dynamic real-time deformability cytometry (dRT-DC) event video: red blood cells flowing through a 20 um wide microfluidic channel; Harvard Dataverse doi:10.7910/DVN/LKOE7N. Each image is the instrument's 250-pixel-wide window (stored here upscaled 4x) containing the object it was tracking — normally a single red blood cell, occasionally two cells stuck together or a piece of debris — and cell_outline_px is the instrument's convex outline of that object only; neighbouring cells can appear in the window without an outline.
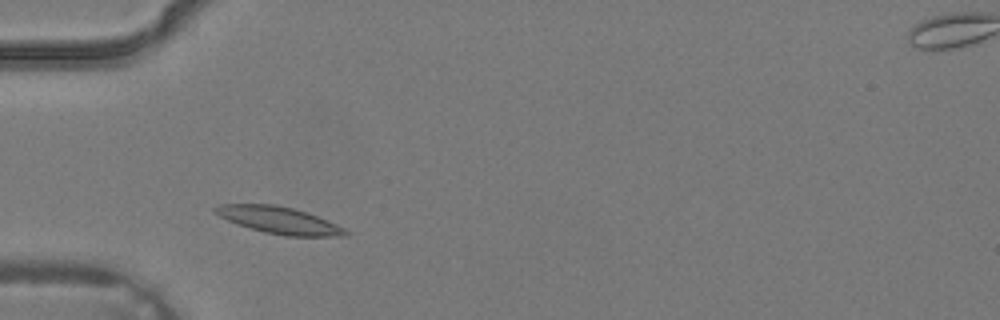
{"species": "common noctule bat (a hibernating species)", "species_latin": "Nyctalus noctula", "temperature_condition": "warm", "stored_images_in_passage": 2, "camera_frame_rate_fps": 3000, "um_per_image_px": 0.085, "animal": {"sex": "male", "body_mass_g": 19.2, "forearm_length_mm": 51.8}, "frame": {"image": 1, "passage_image": 1, "time_ms": 0.0, "image_size_px": [1000, 320], "cell_outline_px": [[352, 232], [348, 236], [288, 236], [264, 232], [228, 220], [212, 212], [212, 208], [220, 204], [276, 204], [308, 212], [328, 220]], "centroid_in_image_um": [23.77, 18.71], "position_along_channel_um": 61.2, "area_um2": 20.46}}
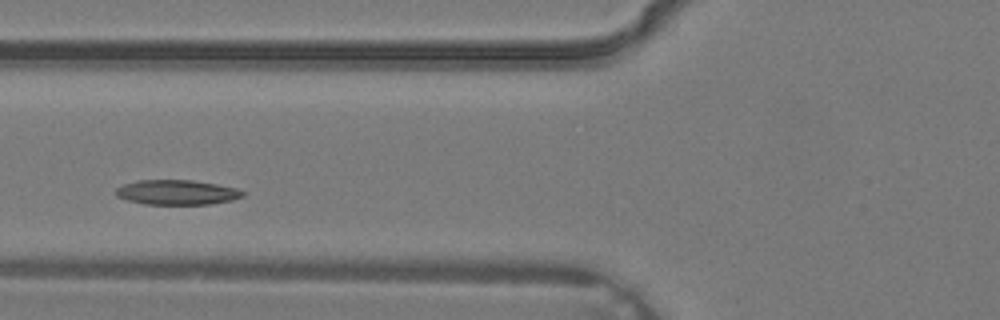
{"frame": {"image": 2, "passage_image": 2, "time_ms": 0.333, "image_size_px": [1000, 320], "cell_outline_px": [[244, 196], [232, 200], [212, 204], [144, 204], [128, 200], [116, 196], [116, 188], [124, 184], [136, 180], [192, 180], [216, 184], [236, 188], [244, 192]], "centroid_in_image_um": [15.03, 16.35], "position_along_channel_um": 110.8, "area_um2": 18.32}}